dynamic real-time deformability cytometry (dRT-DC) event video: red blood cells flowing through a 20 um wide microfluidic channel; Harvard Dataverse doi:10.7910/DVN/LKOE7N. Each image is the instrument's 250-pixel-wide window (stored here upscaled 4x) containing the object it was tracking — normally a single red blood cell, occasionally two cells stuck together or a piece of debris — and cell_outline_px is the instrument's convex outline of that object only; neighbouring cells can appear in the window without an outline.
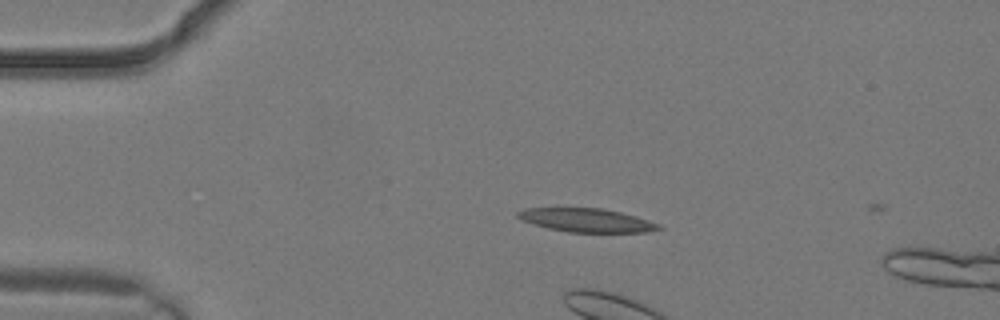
{"species": "common noctule bat (a hibernating species)", "species_latin": "Nyctalus noctula", "temperature_condition": "warm", "stored_images_in_passage": 2, "camera_frame_rate_fps": 3000, "um_per_image_px": 0.085, "animal": {"sex": "male", "body_mass_g": 19.2, "forearm_length_mm": 51.8}, "frame": {"image": 1, "passage_image": 1, "time_ms": 0.0, "image_size_px": [1000, 320], "cell_outline_px": [[664, 228], [648, 232], [568, 232], [548, 228], [524, 220], [516, 216], [516, 212], [524, 208], [600, 208], [620, 212], [636, 216], [660, 224]], "centroid_in_image_um": [49.9, 18.72], "position_along_channel_um": 35.1, "area_um2": 19.25}}